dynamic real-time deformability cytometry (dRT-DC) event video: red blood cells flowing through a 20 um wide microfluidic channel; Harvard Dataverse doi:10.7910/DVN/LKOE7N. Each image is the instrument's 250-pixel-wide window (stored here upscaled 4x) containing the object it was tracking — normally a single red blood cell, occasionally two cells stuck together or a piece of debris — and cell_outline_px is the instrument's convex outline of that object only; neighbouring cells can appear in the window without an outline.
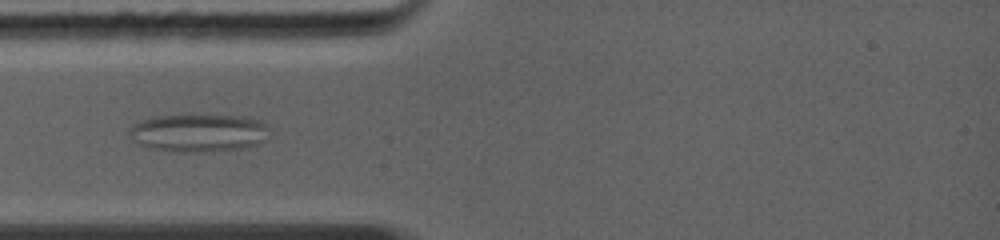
{"species": "common noctule bat (a hibernating species)", "species_latin": "Nyctalus noctula", "temperature_condition": "warm", "stored_images_in_passage": 16, "camera_frame_rate_fps": 5000, "um_per_image_px": 0.085, "animal": {"sex": "female", "body_mass_g": 19.0, "forearm_length_mm": 56.7}, "frame": {"image": 1, "passage_image": 4, "time_ms": 3.0, "image_size_px": [1000, 240], "cell_outline_px": [[260, 124], [256, 144], [212, 152], [180, 152], [156, 148], [140, 144], [132, 140], [128, 132], [128, 128], [144, 120], [156, 116], [192, 112], [248, 116], [256, 120]], "centroid_in_image_um": [16.67, 11.23], "position_along_channel_um": 68.3, "area_um2": 30.4}}
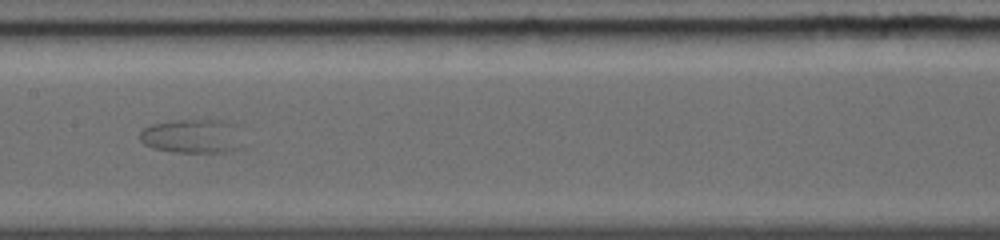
{"frame": {"image": 2, "passage_image": 7, "time_ms": 6.0, "image_size_px": [1000, 240], "cell_outline_px": [[244, 148], [228, 152], [172, 152], [152, 148], [144, 144], [140, 140], [140, 132], [144, 128], [152, 124], [176, 120], [224, 120], [228, 124]], "centroid_in_image_um": [16.25, 11.6], "position_along_channel_um": 191.2, "area_um2": 20.0}}
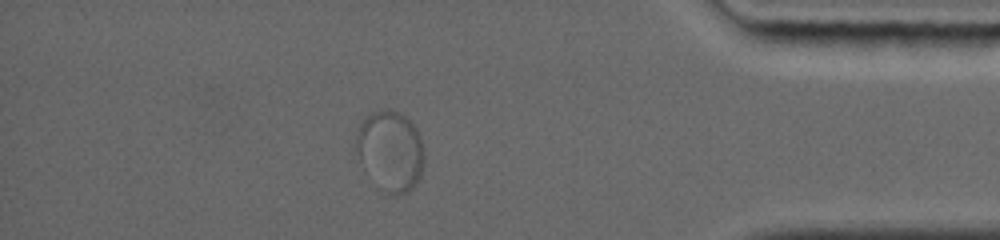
{"frame": {"image": 3, "passage_image": 13, "time_ms": 12.0, "image_size_px": [1000, 240], "cell_outline_px": [[424, 164], [420, 176], [416, 184], [408, 192], [392, 196], [388, 196], [360, 160], [356, 152], [356, 132], [364, 116], [372, 112], [388, 108], [400, 112], [416, 128], [420, 136], [424, 148]], "centroid_in_image_um": [33.21, 12.79], "position_along_channel_um": 402.0, "area_um2": 31.79}}